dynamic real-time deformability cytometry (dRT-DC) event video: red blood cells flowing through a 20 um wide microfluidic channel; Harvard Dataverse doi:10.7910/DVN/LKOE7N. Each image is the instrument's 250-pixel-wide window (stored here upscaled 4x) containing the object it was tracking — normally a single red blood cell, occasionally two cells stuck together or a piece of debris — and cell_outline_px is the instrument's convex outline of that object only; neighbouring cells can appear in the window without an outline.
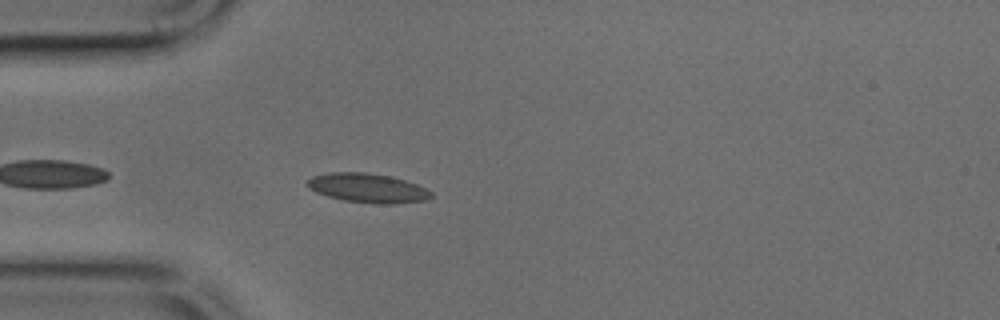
{"species": "common noctule bat (a hibernating species)", "species_latin": "Nyctalus noctula", "temperature_condition": "cold", "stored_images_in_passage": 19, "camera_frame_rate_fps": 3000, "um_per_image_px": 0.085, "animal": {"sex": "male", "body_mass_g": 17.9, "forearm_length_mm": 54.2}, "frame": {"image": 1, "passage_image": 3, "time_ms": 0.667, "image_size_px": [1000, 320], "cell_outline_px": [[432, 196], [424, 200], [392, 204], [376, 204], [344, 200], [328, 196], [316, 192], [308, 188], [308, 180], [312, 176], [328, 172], [364, 172], [388, 176], [404, 180], [416, 184], [432, 192]], "centroid_in_image_um": [31.22, 15.98], "position_along_channel_um": 53.8, "area_um2": 20.87}}